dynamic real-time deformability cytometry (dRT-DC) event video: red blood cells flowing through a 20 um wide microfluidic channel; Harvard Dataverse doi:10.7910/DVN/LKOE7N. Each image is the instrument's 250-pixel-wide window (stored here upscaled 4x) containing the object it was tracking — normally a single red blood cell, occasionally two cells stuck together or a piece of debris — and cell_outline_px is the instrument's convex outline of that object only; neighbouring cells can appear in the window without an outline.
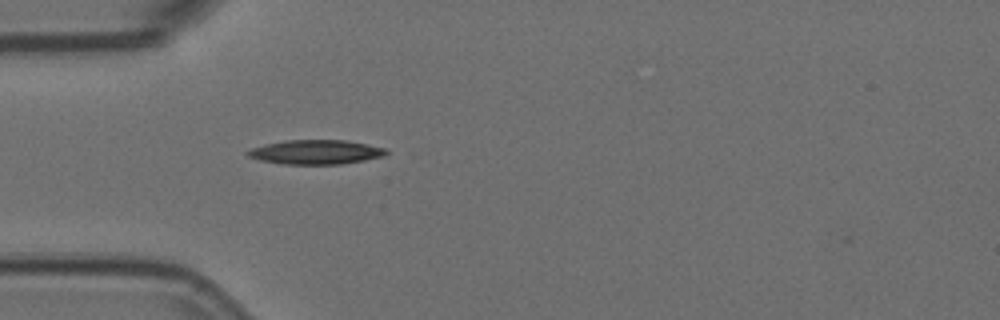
{"species": "Egyptian fruit bat (a non-hibernating species)", "species_latin": "Rousettus aegyptiacus", "temperature_condition": "room temperature", "stored_images_in_passage": 3, "camera_frame_rate_fps": 3000, "um_per_image_px": 0.085, "animal": {"sex": "female"}, "frame": {"image": 1, "passage_image": 3, "time_ms": 0.667, "image_size_px": [1000, 320], "cell_outline_px": [[388, 152], [384, 156], [364, 160], [340, 164], [284, 164], [260, 160], [248, 156], [244, 152], [252, 148], [264, 144], [284, 140], [348, 140], [388, 148]], "centroid_in_image_um": [26.86, 12.91], "position_along_channel_um": 58.1, "area_um2": 19.77}}